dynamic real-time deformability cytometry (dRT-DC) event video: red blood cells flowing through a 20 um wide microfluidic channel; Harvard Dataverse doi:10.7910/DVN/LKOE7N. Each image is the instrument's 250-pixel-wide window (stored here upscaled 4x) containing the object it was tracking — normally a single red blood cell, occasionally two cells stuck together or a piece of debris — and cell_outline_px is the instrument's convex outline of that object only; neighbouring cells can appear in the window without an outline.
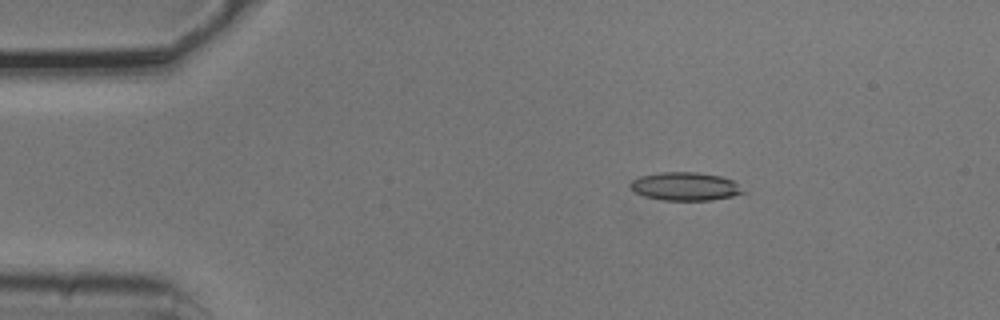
{"species": "common noctule bat (a hibernating species)", "species_latin": "Nyctalus noctula", "temperature_condition": "cold", "stored_images_in_passage": 4, "camera_frame_rate_fps": 3000, "um_per_image_px": 0.085, "animal": {"sex": "male", "body_mass_g": 20.5, "forearm_length_mm": 52.5}, "frame": {"image": 1, "passage_image": 3, "time_ms": 0.667, "image_size_px": [1000, 320], "cell_outline_px": [[748, 192], [732, 196], [712, 200], [664, 200], [644, 196], [636, 192], [628, 184], [632, 180], [640, 176], [660, 172], [696, 172], [720, 176], [732, 180]], "centroid_in_image_um": [58.26, 15.84], "position_along_channel_um": 26.7, "area_um2": 18.55}}